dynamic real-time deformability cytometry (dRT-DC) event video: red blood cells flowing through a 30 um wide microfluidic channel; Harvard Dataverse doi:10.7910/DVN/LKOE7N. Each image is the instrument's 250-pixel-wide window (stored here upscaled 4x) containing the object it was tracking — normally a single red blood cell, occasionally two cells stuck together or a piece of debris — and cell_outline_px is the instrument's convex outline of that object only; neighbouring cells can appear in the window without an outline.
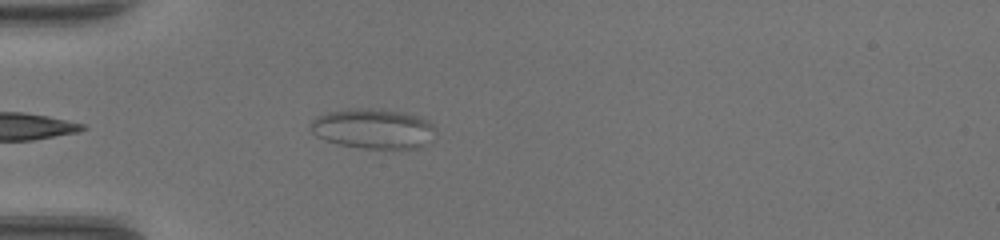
{"species": "common noctule bat (a hibernating species)", "species_latin": "Nyctalus noctula", "temperature_condition": "warm", "stored_images_in_passage": 11, "camera_frame_rate_fps": 3000, "um_per_image_px": 0.085, "animal": {"sex": "female", "body_mass_g": 17.0, "forearm_length_mm": 48.0}, "frame": {"image": 1, "passage_image": 1, "time_ms": 0.0, "image_size_px": [1000, 240], "cell_outline_px": [[432, 128], [420, 144], [416, 148], [364, 148], [340, 144], [324, 140], [316, 136], [312, 132], [312, 120], [316, 116], [328, 112], [352, 108], [360, 108], [404, 112], [428, 120], [432, 124]], "centroid_in_image_um": [31.58, 10.92], "position_along_channel_um": 53.4, "area_um2": 27.98}}
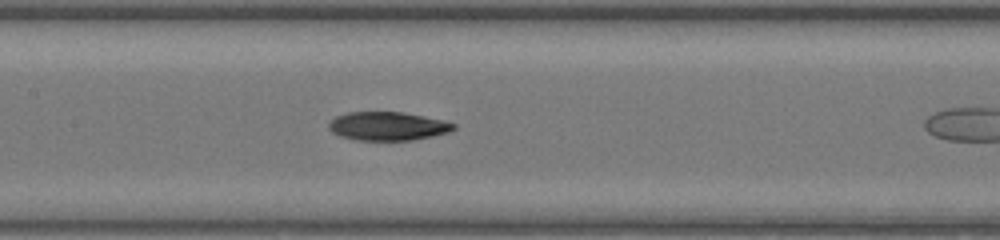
{"frame": {"image": 2, "passage_image": 7, "time_ms": 2.0, "image_size_px": [1000, 240], "cell_outline_px": [[456, 128], [448, 132], [432, 136], [412, 140], [356, 140], [340, 136], [332, 132], [328, 128], [328, 124], [336, 116], [348, 112], [404, 112], [444, 120], [456, 124]], "centroid_in_image_um": [32.96, 10.72], "position_along_channel_um": 174.4, "area_um2": 20.81}}
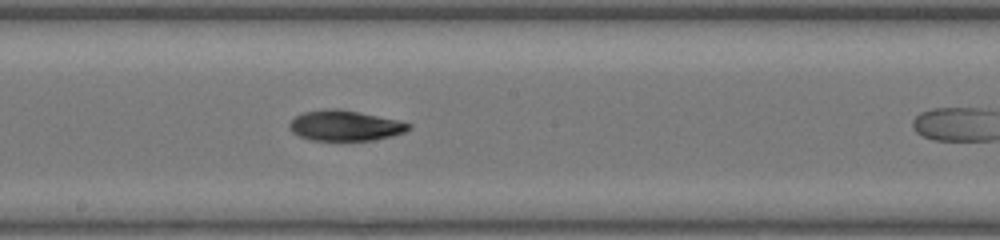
{"frame": {"image": 3, "passage_image": 10, "time_ms": 3.0, "image_size_px": [1000, 240], "cell_outline_px": [[412, 128], [404, 132], [392, 136], [372, 140], [312, 140], [300, 136], [292, 132], [288, 128], [288, 124], [296, 116], [304, 112], [328, 108], [340, 108], [396, 120], [412, 124]], "centroid_in_image_um": [29.31, 10.67], "position_along_channel_um": 218.9, "area_um2": 21.04}}